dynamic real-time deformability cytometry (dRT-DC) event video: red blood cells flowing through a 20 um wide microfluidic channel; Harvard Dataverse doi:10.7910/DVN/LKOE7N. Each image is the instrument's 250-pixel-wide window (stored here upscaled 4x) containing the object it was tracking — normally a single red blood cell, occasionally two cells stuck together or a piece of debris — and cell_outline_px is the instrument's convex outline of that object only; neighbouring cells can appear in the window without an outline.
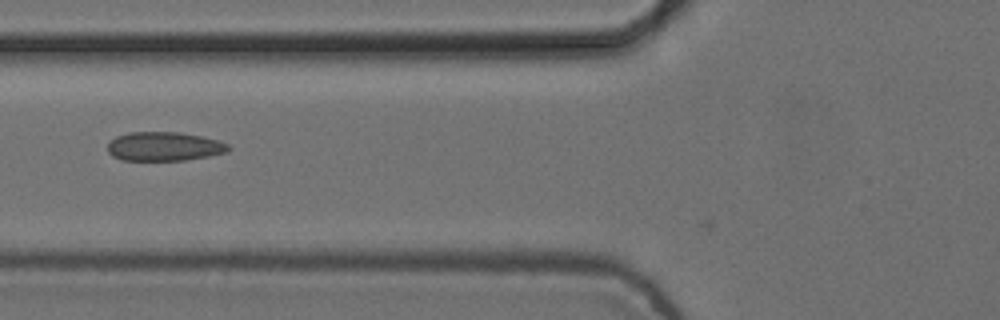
{"species": "common noctule bat (a hibernating species)", "species_latin": "Nyctalus noctula", "temperature_condition": "cold", "stored_images_in_passage": 8, "camera_frame_rate_fps": 3000, "um_per_image_px": 0.085, "animal": {"sex": "female", "body_mass_g": 24.6, "forearm_length_mm": 56.2}, "frame": {"image": 1, "passage_image": 6, "time_ms": 1.667, "image_size_px": [1000, 320], "cell_outline_px": [[232, 148], [228, 152], [208, 156], [184, 160], [124, 160], [112, 156], [108, 152], [108, 144], [116, 136], [128, 132], [180, 132], [200, 136], [216, 140], [228, 144]], "centroid_in_image_um": [13.96, 12.44], "position_along_channel_um": 111.8, "area_um2": 20.35}}
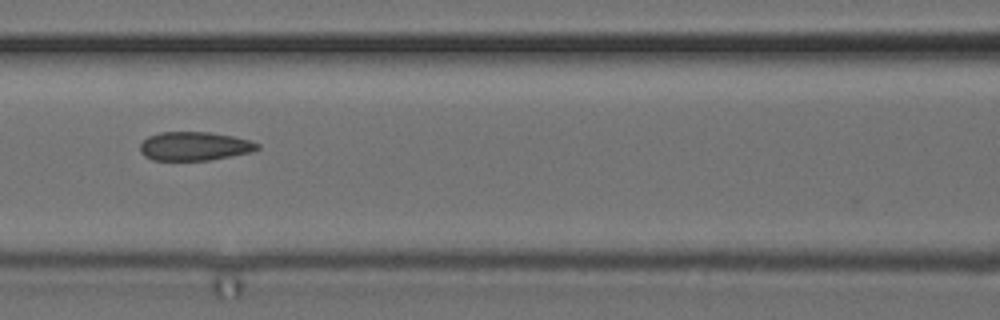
{"frame": {"image": 2, "passage_image": 7, "time_ms": 2.0, "image_size_px": [1000, 320], "cell_outline_px": [[260, 148], [252, 152], [208, 160], [152, 160], [144, 156], [140, 152], [140, 144], [148, 136], [160, 132], [208, 132], [232, 136], [248, 140], [260, 144]], "centroid_in_image_um": [16.51, 12.42], "position_along_channel_um": 150.1, "area_um2": 19.59}}
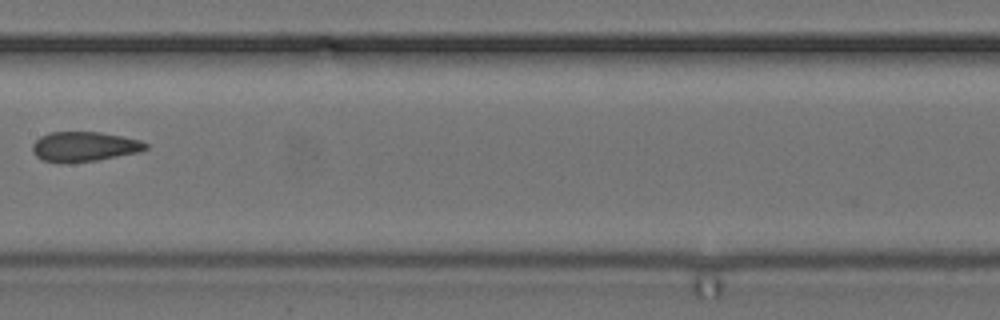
{"frame": {"image": 3, "passage_image": 8, "time_ms": 2.333, "image_size_px": [1000, 320], "cell_outline_px": [[148, 148], [140, 152], [96, 160], [60, 164], [40, 160], [32, 152], [32, 144], [40, 136], [48, 132], [100, 132], [140, 140], [148, 144]], "centroid_in_image_um": [7.11, 12.47], "position_along_channel_um": 200.3, "area_um2": 19.88}}